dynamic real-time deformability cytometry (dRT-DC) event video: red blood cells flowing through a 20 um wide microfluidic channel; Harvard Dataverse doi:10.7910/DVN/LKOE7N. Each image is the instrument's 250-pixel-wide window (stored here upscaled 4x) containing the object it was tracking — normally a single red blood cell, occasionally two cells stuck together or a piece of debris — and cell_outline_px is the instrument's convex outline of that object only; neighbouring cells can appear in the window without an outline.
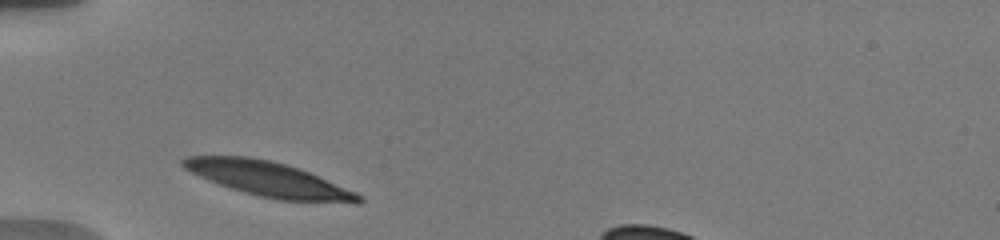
{"species": "human", "species_latin": "Homo sapiens", "temperature_condition": "warm", "stored_images_in_passage": 16, "camera_frame_rate_fps": 3000, "um_per_image_px": 0.085, "donor": {"sex": "male"}, "frame": {"image": 1, "passage_image": 1, "time_ms": 0.0, "image_size_px": [1000, 240], "cell_outline_px": [[364, 200], [360, 204], [356, 204], [280, 200], [260, 196], [244, 192], [208, 180], [184, 168], [180, 164], [180, 160], [184, 156], [248, 156], [268, 160], [300, 168], [356, 192], [364, 196]], "centroid_in_image_um": [22.9, 15.24], "position_along_channel_um": 62.1, "area_um2": 35.55}}
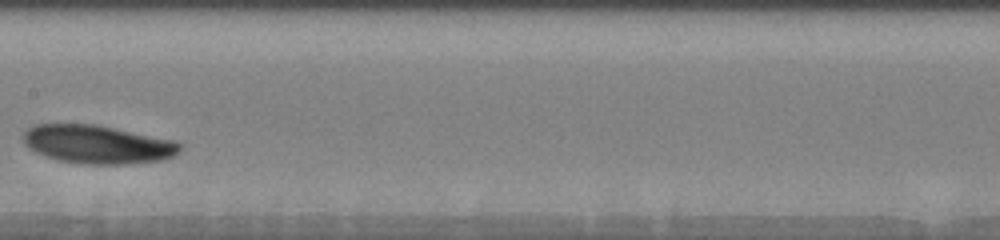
{"frame": {"image": 2, "passage_image": 7, "time_ms": 4.0, "image_size_px": [1000, 240], "cell_outline_px": [[184, 144], [180, 152], [164, 160], [128, 164], [80, 164], [56, 160], [44, 156], [28, 148], [24, 144], [20, 136], [28, 128], [36, 124], [92, 124], [176, 140]], "centroid_in_image_um": [8.29, 12.28], "position_along_channel_um": 199.1, "area_um2": 35.55}}
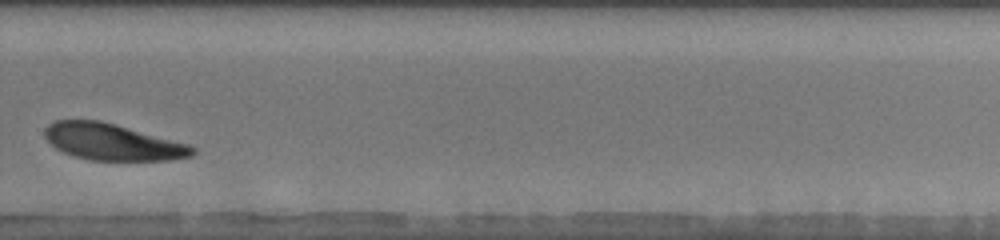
{"frame": {"image": 3, "passage_image": 12, "time_ms": 7.333, "image_size_px": [1000, 240], "cell_outline_px": [[196, 152], [192, 156], [172, 160], [88, 160], [72, 156], [56, 148], [44, 136], [44, 128], [48, 124], [56, 120], [100, 120], [116, 124], [188, 144], [196, 148]], "centroid_in_image_um": [9.55, 12.07], "position_along_channel_um": 320.2, "area_um2": 31.44}, "authors_computed_cell_mechanics": {"area_um2": 34.4777, "velocity_mm_per_s": 3.6361, "shape_relaxation_time_tau1_ms": 1.4742, "shape_relaxation_time_tau2_ms": null, "deformation_change_tau1": 0.0716, "deformation_change_tau2": null}}